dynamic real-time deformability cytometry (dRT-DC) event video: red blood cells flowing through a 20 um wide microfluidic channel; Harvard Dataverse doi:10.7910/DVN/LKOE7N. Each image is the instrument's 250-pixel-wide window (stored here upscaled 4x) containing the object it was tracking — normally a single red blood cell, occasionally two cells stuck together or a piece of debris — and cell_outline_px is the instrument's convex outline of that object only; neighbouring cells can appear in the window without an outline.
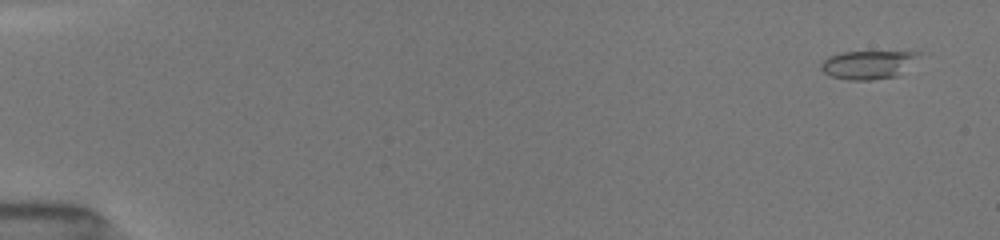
{"species": "common noctule bat (a hibernating species)", "species_latin": "Nyctalus noctula", "temperature_condition": "room temperature", "stored_images_in_passage": 52, "camera_frame_rate_fps": 3000, "um_per_image_px": 0.085, "animal": {"sex": "female", "body_mass_g": 19.5, "forearm_length_mm": 54.1}, "frame": {"image": 1, "passage_image": 3, "time_ms": 0.667, "image_size_px": [1000, 240], "cell_outline_px": [[924, 52], [896, 76], [872, 80], [848, 80], [832, 76], [824, 72], [820, 68], [820, 64], [828, 56], [840, 52]], "centroid_in_image_um": [73.73, 5.5], "position_along_channel_um": 11.3, "area_um2": 15.95}}
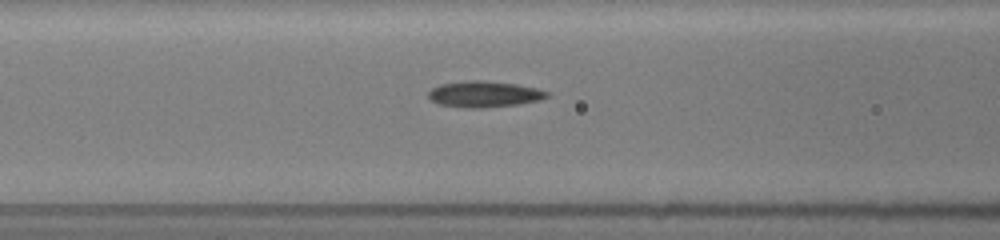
{"frame": {"image": 2, "passage_image": 23, "time_ms": 7.333, "image_size_px": [1000, 240], "cell_outline_px": [[552, 96], [540, 100], [520, 104], [484, 108], [468, 108], [436, 104], [428, 96], [428, 92], [432, 88], [440, 84], [464, 80], [484, 80], [516, 84], [536, 88], [548, 92]], "centroid_in_image_um": [41.16, 8.0], "position_along_channel_um": 125.4, "area_um2": 18.32}}
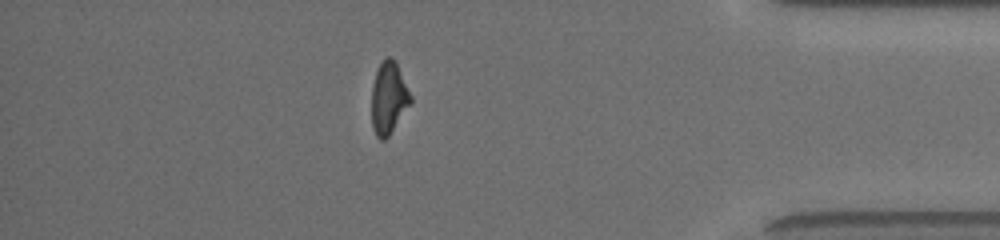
{"frame": {"image": 3, "passage_image": 46, "time_ms": 15.0, "image_size_px": [1000, 240], "cell_outline_px": [[412, 100], [388, 136], [384, 140], [380, 140], [376, 136], [372, 128], [372, 88], [376, 68], [388, 56], [392, 56], [396, 60], [412, 96]], "centroid_in_image_um": [33.03, 8.29], "position_along_channel_um": 402.2, "area_um2": 16.36}, "authors_computed_cell_mechanics": {"area_um2": 16.9065, "velocity_mm_per_s": 4.0201, "shape_relaxation_time_tau1_ms": null, "shape_relaxation_time_tau2_ms": 5.2638, "deformation_change_tau1": null, "deformation_change_tau2": 0.1375}}